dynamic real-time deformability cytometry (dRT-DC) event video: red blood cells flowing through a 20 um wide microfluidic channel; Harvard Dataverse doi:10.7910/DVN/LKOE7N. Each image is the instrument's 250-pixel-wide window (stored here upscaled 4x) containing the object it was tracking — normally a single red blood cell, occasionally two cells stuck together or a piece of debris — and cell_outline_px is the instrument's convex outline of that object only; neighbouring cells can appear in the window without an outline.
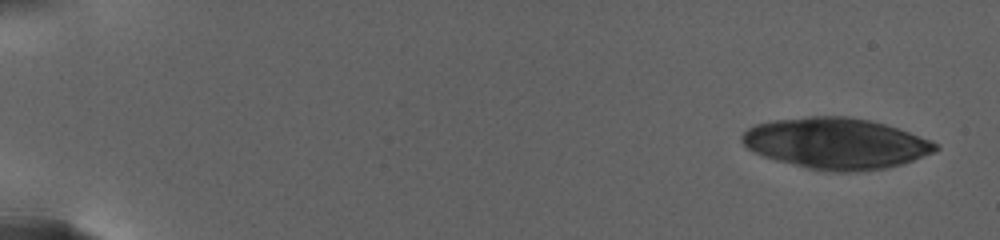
{"species": "human", "species_latin": "Homo sapiens", "temperature_condition": "warm", "stored_images_in_passage": 38, "camera_frame_rate_fps": 3000, "um_per_image_px": 0.085, "donor": {"sex": "female"}, "frame": {"image": 1, "passage_image": 1, "time_ms": 0.0, "image_size_px": [1000, 240], "cell_outline_px": [[940, 148], [932, 152], [912, 160], [900, 164], [884, 168], [860, 172], [828, 172], [776, 160], [764, 156], [748, 148], [744, 144], [744, 132], [748, 128], [756, 124], [776, 120], [808, 116], [844, 116], [868, 120], [884, 124], [908, 132], [928, 140], [936, 144]], "centroid_in_image_um": [71.06, 12.19], "position_along_channel_um": 13.9, "area_um2": 56.59}}